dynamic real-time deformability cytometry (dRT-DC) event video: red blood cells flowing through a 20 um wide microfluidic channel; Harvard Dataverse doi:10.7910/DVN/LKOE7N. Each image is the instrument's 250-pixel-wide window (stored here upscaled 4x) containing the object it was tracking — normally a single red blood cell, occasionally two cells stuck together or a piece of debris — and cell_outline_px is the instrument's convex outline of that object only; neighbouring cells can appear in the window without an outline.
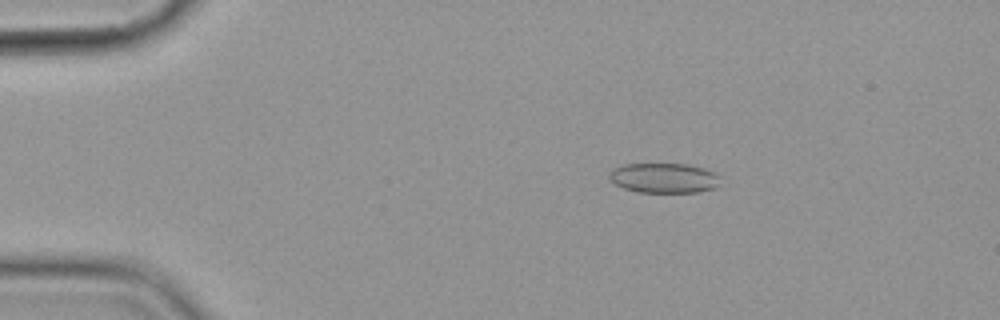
{"species": "common noctule bat (a hibernating species)", "species_latin": "Nyctalus noctula", "temperature_condition": "cold", "stored_images_in_passage": 5, "camera_frame_rate_fps": 3000, "um_per_image_px": 0.085, "animal": {"sex": "female", "body_mass_g": 19.9}, "frame": {"image": 1, "passage_image": 3, "time_ms": 2.333, "image_size_px": [1000, 320], "cell_outline_px": [[720, 184], [716, 188], [700, 192], [636, 192], [624, 188], [608, 180], [608, 172], [612, 168], [624, 164], [688, 164], [704, 168], [716, 172], [720, 176]], "centroid_in_image_um": [56.45, 15.13], "position_along_channel_um": 28.6, "area_um2": 19.77}}